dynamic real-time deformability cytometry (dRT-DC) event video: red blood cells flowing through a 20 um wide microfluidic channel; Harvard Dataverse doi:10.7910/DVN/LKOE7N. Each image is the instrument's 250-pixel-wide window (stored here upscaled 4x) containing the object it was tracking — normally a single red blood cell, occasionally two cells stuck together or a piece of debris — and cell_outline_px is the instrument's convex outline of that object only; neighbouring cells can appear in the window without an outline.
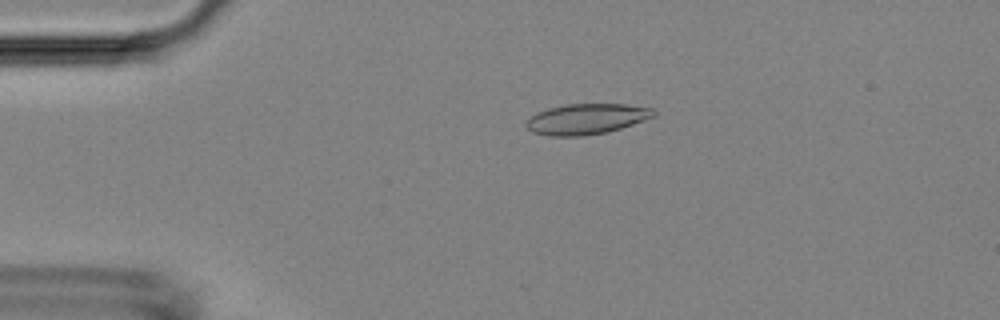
{"species": "Egyptian fruit bat (a non-hibernating species)", "species_latin": "Rousettus aegyptiacus", "temperature_condition": "room temperature", "stored_images_in_passage": 52, "camera_frame_rate_fps": 3000, "um_per_image_px": 0.085, "animal": {"sex": "female"}, "frame": {"image": 1, "passage_image": 11, "time_ms": 3.333, "image_size_px": [1000, 320], "cell_outline_px": [[656, 116], [608, 132], [584, 136], [548, 136], [532, 132], [524, 124], [524, 120], [536, 112], [548, 108], [564, 104], [624, 104], [652, 108], [656, 112]], "centroid_in_image_um": [49.8, 10.11], "position_along_channel_um": 35.2, "area_um2": 22.95}}
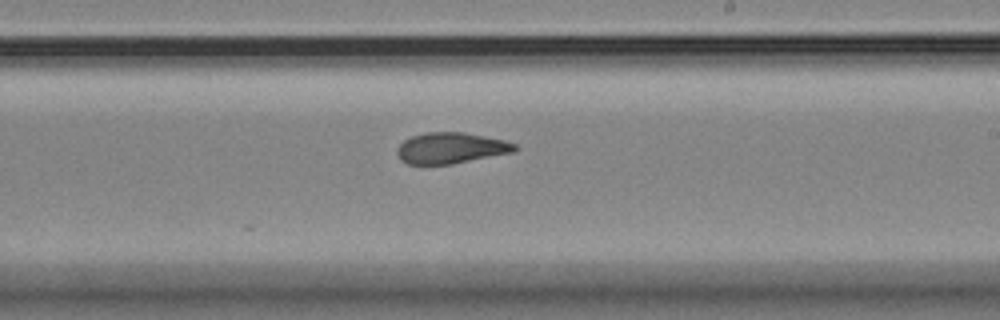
{"frame": {"image": 2, "passage_image": 31, "time_ms": 10.0, "image_size_px": [1000, 320], "cell_outline_px": [[520, 148], [516, 152], [452, 164], [408, 164], [400, 160], [396, 152], [396, 148], [404, 140], [412, 136], [424, 132], [464, 132], [504, 140], [516, 144]], "centroid_in_image_um": [38.35, 12.58], "position_along_channel_um": 250.7, "area_um2": 21.5}}
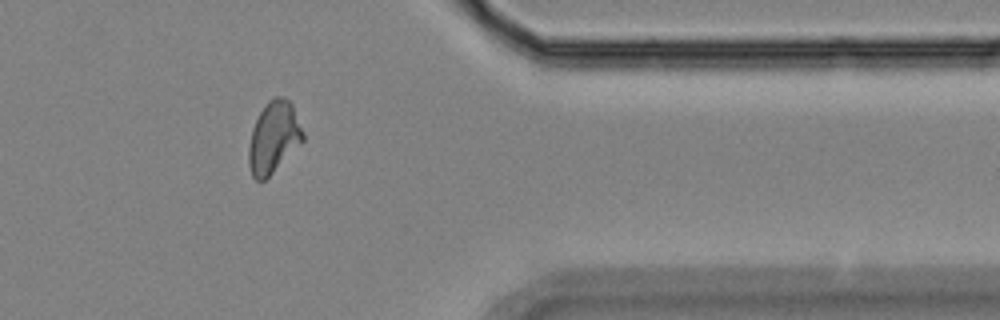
{"frame": {"image": 3, "passage_image": 43, "time_ms": 14.0, "image_size_px": [1000, 320], "cell_outline_px": [[304, 140], [264, 180], [256, 180], [252, 176], [248, 164], [248, 148], [252, 128], [260, 112], [268, 100], [272, 96], [284, 96], [292, 104], [304, 132]], "centroid_in_image_um": [23.25, 11.64], "position_along_channel_um": 388.1, "area_um2": 22.48}, "authors_computed_cell_mechanics": {"area_um2": 22.1663, "velocity_mm_per_s": 3.8173, "shape_relaxation_time_tau1_ms": null, "shape_relaxation_time_tau2_ms": 1.5994, "deformation_change_tau1": null, "deformation_change_tau2": 0.079}}